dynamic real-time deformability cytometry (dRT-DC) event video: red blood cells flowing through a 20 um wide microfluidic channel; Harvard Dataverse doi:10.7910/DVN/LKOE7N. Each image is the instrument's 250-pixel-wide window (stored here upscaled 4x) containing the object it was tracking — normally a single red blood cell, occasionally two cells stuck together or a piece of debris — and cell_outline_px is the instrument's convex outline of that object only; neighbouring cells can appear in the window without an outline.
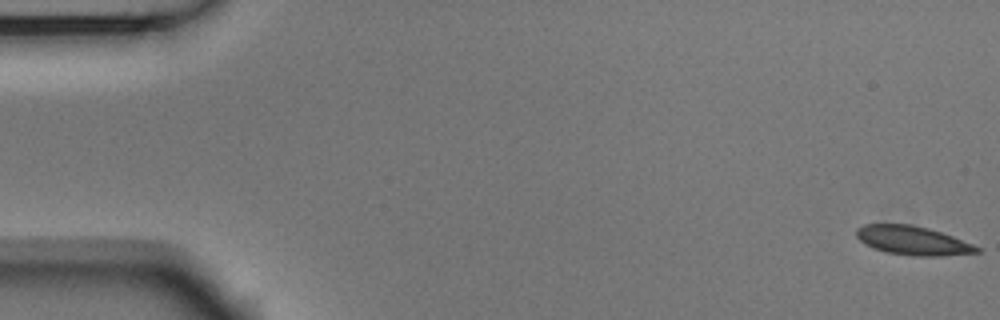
{"species": "Egyptian fruit bat (a non-hibernating species)", "species_latin": "Rousettus aegyptiacus", "temperature_condition": "room temperature", "stored_images_in_passage": 55, "camera_frame_rate_fps": 3000, "um_per_image_px": 0.085, "animal": {"sex": "male"}, "frame": {"image": 1, "passage_image": 1, "time_ms": 0.0, "image_size_px": [1000, 320], "cell_outline_px": [[980, 252], [944, 256], [912, 256], [884, 252], [872, 248], [864, 244], [856, 236], [856, 228], [864, 224], [912, 224], [928, 228], [952, 236], [972, 244], [980, 248]], "centroid_in_image_um": [77.54, 20.45], "position_along_channel_um": 7.5, "area_um2": 20.4}}
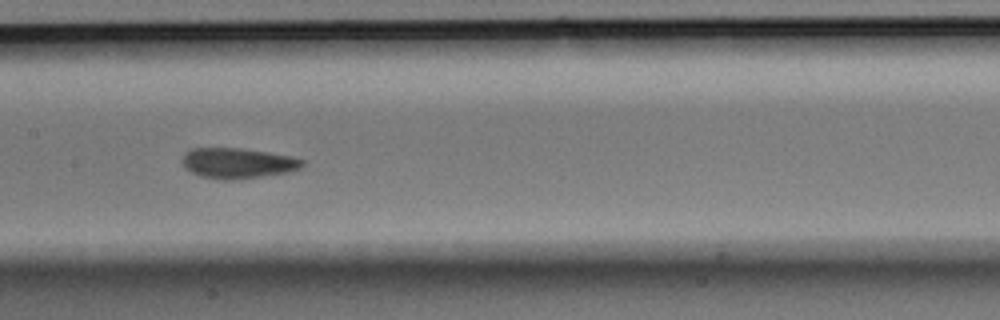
{"frame": {"image": 2, "passage_image": 27, "time_ms": 8.667, "image_size_px": [1000, 320], "cell_outline_px": [[304, 164], [300, 168], [288, 172], [232, 180], [224, 180], [200, 176], [184, 168], [180, 160], [192, 148], [240, 148], [268, 152], [292, 156], [304, 160]], "centroid_in_image_um": [20.2, 13.86], "position_along_channel_um": 187.2, "area_um2": 21.21}}
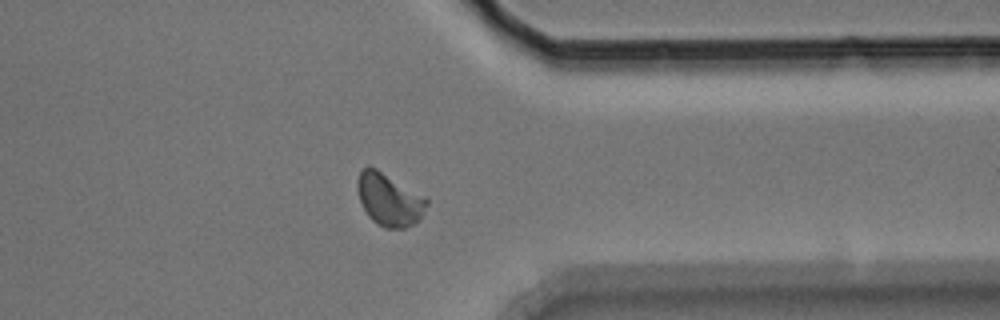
{"frame": {"image": 3, "passage_image": 43, "time_ms": 14.0, "image_size_px": [1000, 320], "cell_outline_px": [[428, 204], [420, 216], [412, 224], [404, 228], [384, 228], [372, 220], [368, 216], [360, 200], [356, 188], [356, 180], [360, 172], [364, 168], [376, 168], [428, 196]], "centroid_in_image_um": [33.09, 16.94], "position_along_channel_um": 378.3, "area_um2": 21.27}, "authors_computed_cell_mechanics": {"area_um2": 20.6924, "velocity_mm_per_s": 3.7065, "shape_relaxation_time_tau1_ms": 4.137, "shape_relaxation_time_tau2_ms": null, "deformation_change_tau1": 0.1322, "deformation_change_tau2": null}}